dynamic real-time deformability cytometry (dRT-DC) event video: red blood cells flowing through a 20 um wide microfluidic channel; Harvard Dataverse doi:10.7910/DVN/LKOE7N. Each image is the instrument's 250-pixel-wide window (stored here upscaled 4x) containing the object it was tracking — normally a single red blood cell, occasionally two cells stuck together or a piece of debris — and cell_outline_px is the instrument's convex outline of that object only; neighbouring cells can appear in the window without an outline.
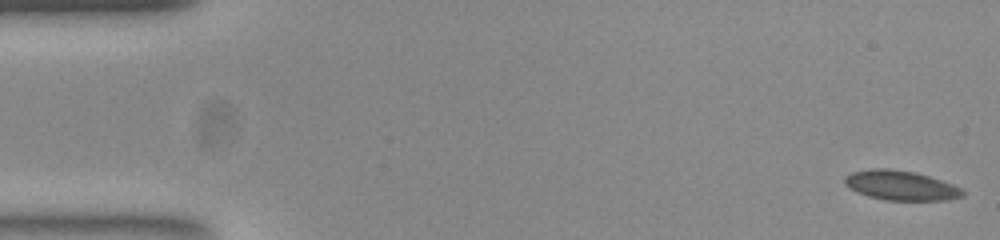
{"species": "common noctule bat (a hibernating species)", "species_latin": "Nyctalus noctula", "temperature_condition": "room temperature", "stored_images_in_passage": 52, "camera_frame_rate_fps": 3000, "um_per_image_px": 0.085, "animal": {"sex": "female", "body_mass_g": 23.0, "forearm_length_mm": 53.4}, "frame": {"image": 1, "passage_image": 1, "time_ms": 0.0, "image_size_px": [1000, 240], "cell_outline_px": [[964, 196], [944, 200], [884, 200], [868, 196], [844, 184], [844, 176], [852, 172], [872, 168], [888, 168], [916, 172], [952, 184], [960, 188], [964, 192]], "centroid_in_image_um": [76.55, 15.75], "position_along_channel_um": 8.4, "area_um2": 20.17}}
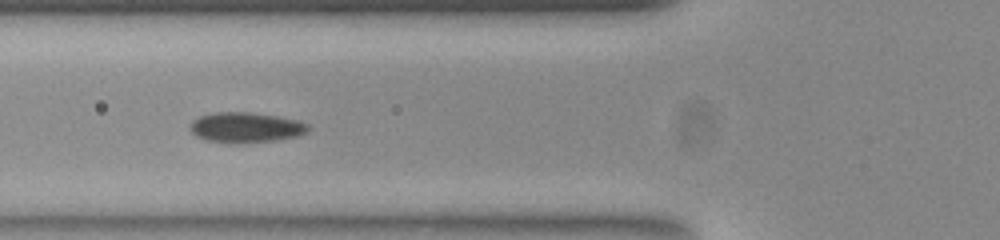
{"frame": {"image": 2, "passage_image": 19, "time_ms": 6.0, "image_size_px": [1000, 240], "cell_outline_px": [[308, 132], [300, 136], [276, 140], [236, 144], [204, 140], [196, 136], [192, 132], [192, 120], [200, 116], [216, 112], [248, 112], [276, 116], [296, 120], [308, 124]], "centroid_in_image_um": [20.9, 10.85], "position_along_channel_um": 104.9, "area_um2": 20.81}}
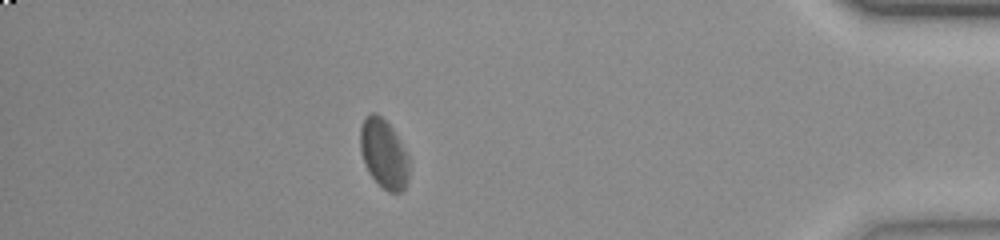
{"frame": {"image": 3, "passage_image": 46, "time_ms": 15.0, "image_size_px": [1000, 240], "cell_outline_px": [[408, 180], [404, 188], [400, 192], [388, 192], [368, 172], [364, 164], [360, 148], [360, 128], [364, 120], [372, 112], [376, 112], [392, 128], [408, 156]], "centroid_in_image_um": [32.61, 13.07], "position_along_channel_um": 402.6, "area_um2": 19.31}, "authors_computed_cell_mechanics": {"area_um2": 20.0566, "velocity_mm_per_s": 3.8475, "shape_relaxation_time_tau1_ms": null, "shape_relaxation_time_tau2_ms": 1.9715, "deformation_change_tau1": null, "deformation_change_tau2": 0.0296}}